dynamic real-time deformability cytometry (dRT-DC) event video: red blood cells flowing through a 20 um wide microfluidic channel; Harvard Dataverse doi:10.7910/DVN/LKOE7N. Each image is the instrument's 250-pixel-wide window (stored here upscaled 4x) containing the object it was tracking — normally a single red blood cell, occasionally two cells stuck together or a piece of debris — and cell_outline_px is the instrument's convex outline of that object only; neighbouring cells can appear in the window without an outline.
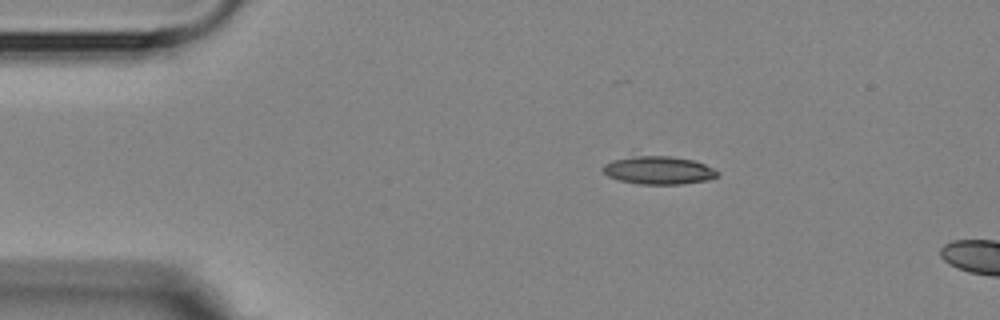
{"species": "Egyptian fruit bat (a non-hibernating species)", "species_latin": "Rousettus aegyptiacus", "temperature_condition": "room temperature", "stored_images_in_passage": 2, "camera_frame_rate_fps": 3000, "um_per_image_px": 0.085, "animal": {"sex": "female"}, "frame": {"image": 1, "passage_image": 1, "time_ms": 0.0, "image_size_px": [1000, 320], "cell_outline_px": [[720, 176], [708, 180], [680, 184], [640, 184], [620, 180], [608, 176], [600, 168], [604, 164], [612, 160], [632, 156], [668, 156], [692, 160], [704, 164], [720, 172]], "centroid_in_image_um": [55.98, 14.47], "position_along_channel_um": 29.0, "area_um2": 18.67}}